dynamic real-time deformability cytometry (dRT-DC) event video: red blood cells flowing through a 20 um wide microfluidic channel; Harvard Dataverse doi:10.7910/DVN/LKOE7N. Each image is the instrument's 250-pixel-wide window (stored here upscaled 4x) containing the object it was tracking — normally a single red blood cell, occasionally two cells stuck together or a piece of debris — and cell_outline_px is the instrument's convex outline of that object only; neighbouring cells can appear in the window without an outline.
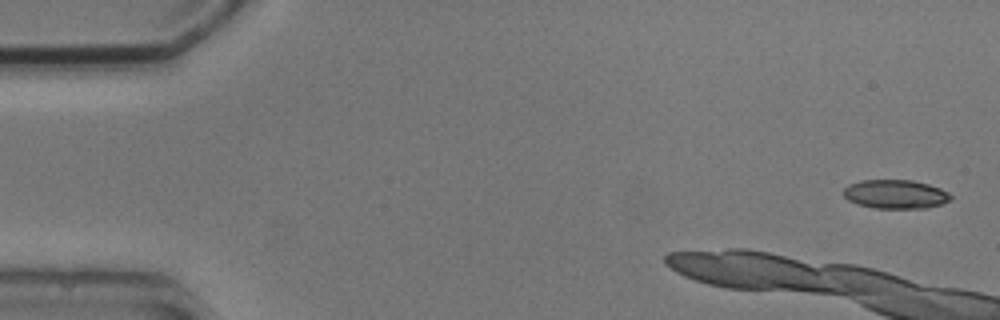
{"species": "common noctule bat (a hibernating species)", "species_latin": "Nyctalus noctula", "temperature_condition": "cold", "stored_images_in_passage": 6, "camera_frame_rate_fps": 3000, "um_per_image_px": 0.085, "animal": {"sex": "male", "body_mass_g": 20.5, "forearm_length_mm": 52.5}, "frame": {"image": 1, "passage_image": 1, "time_ms": 0.0, "image_size_px": [1000, 320], "cell_outline_px": [[952, 200], [928, 208], [876, 208], [856, 204], [848, 200], [844, 196], [844, 188], [848, 184], [860, 180], [912, 180], [928, 184], [940, 188], [948, 192], [952, 196]], "centroid_in_image_um": [76.11, 16.5], "position_along_channel_um": 8.9, "area_um2": 18.15}}